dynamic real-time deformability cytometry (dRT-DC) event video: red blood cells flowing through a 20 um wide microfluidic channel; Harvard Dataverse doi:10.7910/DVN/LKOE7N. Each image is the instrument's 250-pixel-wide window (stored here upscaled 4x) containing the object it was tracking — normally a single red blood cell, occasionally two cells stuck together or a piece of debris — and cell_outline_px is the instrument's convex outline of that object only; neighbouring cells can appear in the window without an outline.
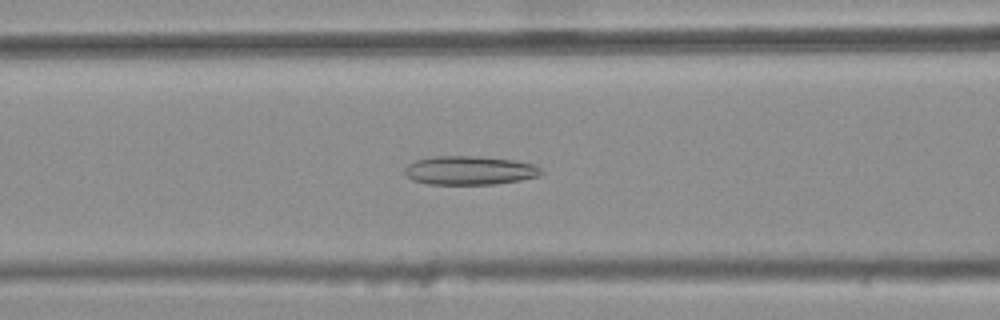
{"species": "common noctule bat (a hibernating species)", "species_latin": "Nyctalus noctula", "temperature_condition": "warm", "stored_images_in_passage": 45, "camera_frame_rate_fps": 3000, "um_per_image_px": 0.085, "animal": {"sex": "female", "body_mass_g": 25.1}, "frame": {"image": 1, "passage_image": 21, "time_ms": 6.667, "image_size_px": [1000, 320], "cell_outline_px": [[544, 172], [536, 176], [520, 180], [496, 184], [428, 184], [412, 180], [404, 172], [404, 168], [408, 164], [416, 160], [432, 156], [480, 156], [512, 160], [536, 164]], "centroid_in_image_um": [39.9, 14.48], "position_along_channel_um": 126.7, "area_um2": 22.95}}
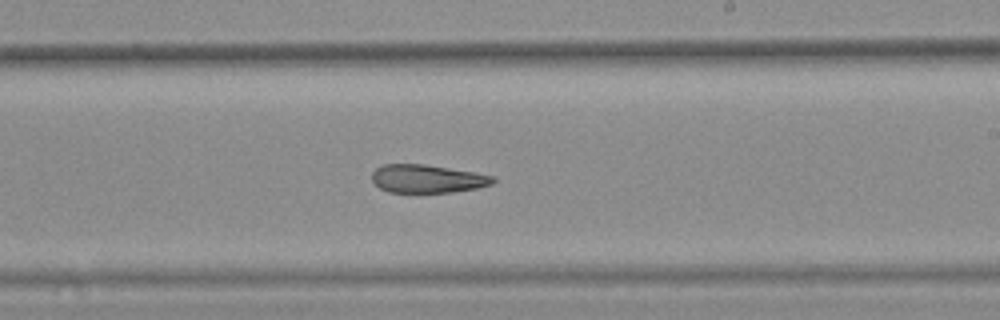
{"frame": {"image": 2, "passage_image": 31, "time_ms": 10.0, "image_size_px": [1000, 320], "cell_outline_px": [[496, 180], [492, 184], [476, 188], [452, 192], [388, 192], [380, 188], [372, 180], [372, 172], [376, 168], [384, 164], [424, 164], [476, 172], [496, 176]], "centroid_in_image_um": [36.35, 15.18], "position_along_channel_um": 252.7, "area_um2": 19.94}}
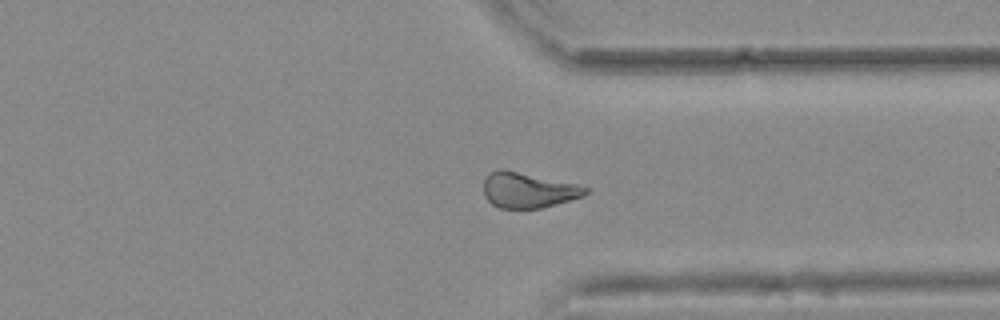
{"frame": {"image": 3, "passage_image": 40, "time_ms": 13.0, "image_size_px": [1000, 320], "cell_outline_px": [[588, 192], [584, 196], [540, 208], [496, 208], [484, 196], [484, 180], [488, 172], [500, 168], [504, 168], [576, 184], [588, 188]], "centroid_in_image_um": [44.84, 16.14], "position_along_channel_um": 366.6, "area_um2": 21.1}, "authors_computed_cell_mechanics": {"area_um2": 21.8484, "velocity_mm_per_s": 3.7935, "shape_relaxation_time_tau1_ms": null, "shape_relaxation_time_tau2_ms": 8.987, "deformation_change_tau1": null, "deformation_change_tau2": 0.2117}}